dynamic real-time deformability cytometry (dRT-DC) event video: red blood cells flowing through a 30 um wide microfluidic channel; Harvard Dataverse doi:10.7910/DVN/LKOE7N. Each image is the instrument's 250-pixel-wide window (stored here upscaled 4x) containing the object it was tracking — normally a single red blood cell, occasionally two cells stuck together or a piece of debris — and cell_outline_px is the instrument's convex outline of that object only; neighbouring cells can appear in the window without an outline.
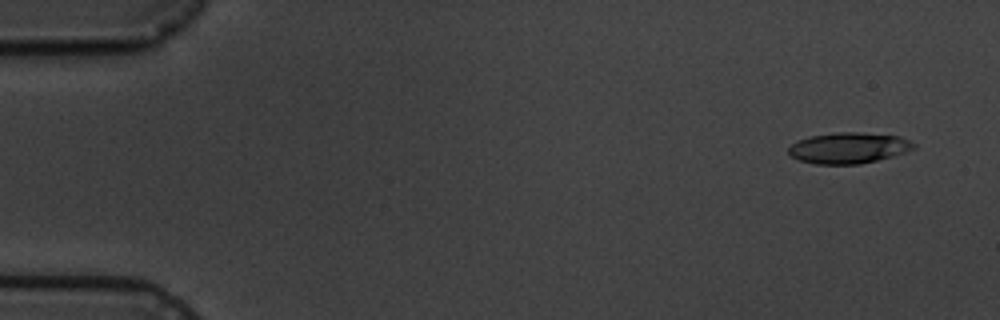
{"species": "common noctule bat (a hibernating species)", "species_latin": "Nyctalus noctula", "temperature_condition": "cold", "stored_images_in_passage": 4, "camera_frame_rate_fps": 3000, "um_per_image_px": 0.085, "animal": {"sex": "male", "body_mass_g": 19.5, "forearm_length_mm": 54.6}, "frame": {"image": 1, "passage_image": 1, "time_ms": 0.0, "image_size_px": [1000, 320], "cell_outline_px": [[916, 148], [892, 156], [860, 164], [816, 164], [800, 160], [792, 156], [788, 152], [788, 148], [792, 144], [800, 140], [812, 136], [840, 132], [860, 132], [900, 136], [916, 144]], "centroid_in_image_um": [72.16, 12.57], "position_along_channel_um": 12.8, "area_um2": 22.31}}
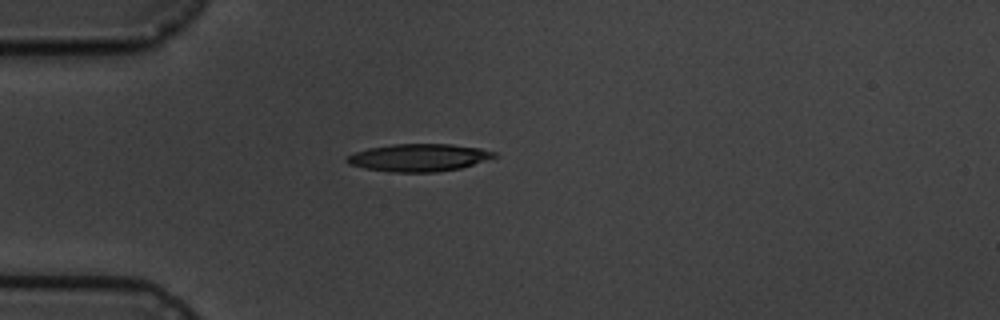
{"frame": {"image": 2, "passage_image": 4, "time_ms": 4.0, "image_size_px": [1000, 320], "cell_outline_px": [[496, 156], [460, 168], [436, 172], [392, 172], [364, 168], [348, 164], [344, 160], [348, 156], [356, 152], [368, 148], [392, 144], [452, 144], [480, 148], [496, 152]], "centroid_in_image_um": [35.56, 13.39], "position_along_channel_um": 49.4, "area_um2": 23.47}}